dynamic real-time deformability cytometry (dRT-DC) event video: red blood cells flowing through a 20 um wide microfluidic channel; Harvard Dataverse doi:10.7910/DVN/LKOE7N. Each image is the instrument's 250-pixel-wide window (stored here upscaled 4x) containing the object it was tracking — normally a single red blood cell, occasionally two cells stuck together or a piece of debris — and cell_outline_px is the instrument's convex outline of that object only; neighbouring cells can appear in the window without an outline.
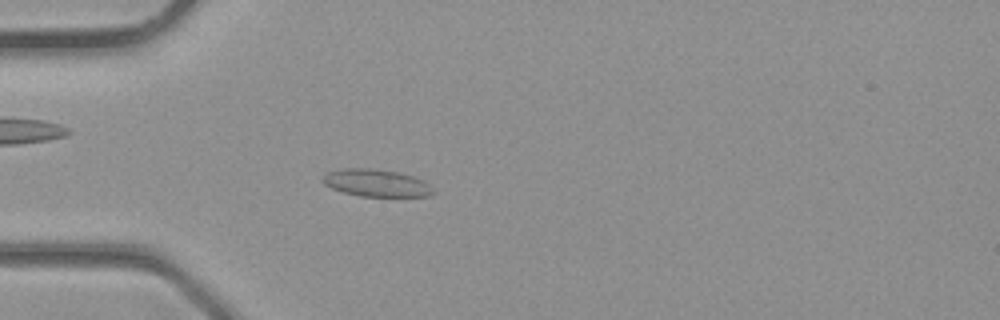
{"species": "common noctule bat (a hibernating species)", "species_latin": "Nyctalus noctula", "temperature_condition": "room temperature", "stored_images_in_passage": 3, "camera_frame_rate_fps": 3000, "um_per_image_px": 0.085, "animal": {"sex": "male", "body_mass_g": 23.1, "forearm_length_mm": 52.7}, "frame": {"image": 1, "passage_image": 3, "time_ms": 0.667, "image_size_px": [1000, 320], "cell_outline_px": [[436, 192], [428, 196], [360, 196], [344, 192], [332, 188], [324, 184], [320, 180], [328, 172], [344, 168], [368, 168], [396, 172], [412, 176], [424, 180]], "centroid_in_image_um": [31.98, 15.55], "position_along_channel_um": 53.0, "area_um2": 17.4}}